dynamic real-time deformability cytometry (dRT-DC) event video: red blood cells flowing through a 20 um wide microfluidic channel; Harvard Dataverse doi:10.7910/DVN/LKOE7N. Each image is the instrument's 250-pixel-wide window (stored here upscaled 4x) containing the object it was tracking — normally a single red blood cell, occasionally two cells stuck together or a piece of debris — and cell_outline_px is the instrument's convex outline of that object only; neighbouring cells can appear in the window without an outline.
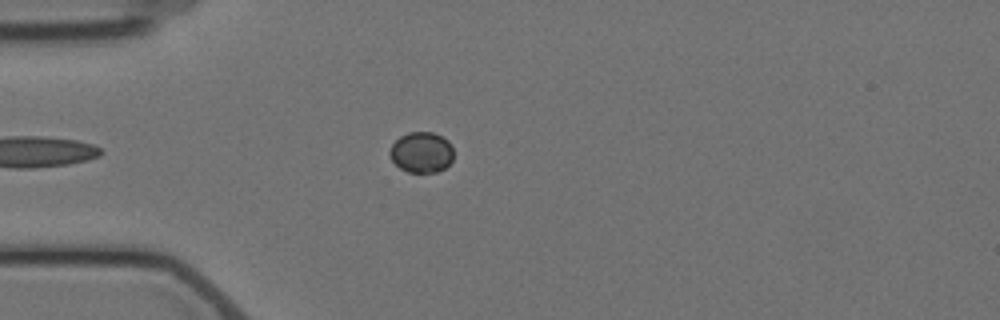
{"species": "Egyptian fruit bat (a non-hibernating species)", "species_latin": "Rousettus aegyptiacus", "temperature_condition": "cold", "stored_images_in_passage": 2, "camera_frame_rate_fps": 3000, "um_per_image_px": 0.085, "animal": {"sex": "female"}, "frame": {"image": 1, "passage_image": 2, "time_ms": 1.0, "image_size_px": [1000, 320], "cell_outline_px": [[452, 160], [444, 168], [436, 172], [408, 172], [400, 168], [392, 160], [388, 152], [392, 144], [400, 136], [408, 132], [432, 132], [448, 140], [452, 148]], "centroid_in_image_um": [35.8, 12.94], "position_along_channel_um": 49.2, "area_um2": 15.03}}